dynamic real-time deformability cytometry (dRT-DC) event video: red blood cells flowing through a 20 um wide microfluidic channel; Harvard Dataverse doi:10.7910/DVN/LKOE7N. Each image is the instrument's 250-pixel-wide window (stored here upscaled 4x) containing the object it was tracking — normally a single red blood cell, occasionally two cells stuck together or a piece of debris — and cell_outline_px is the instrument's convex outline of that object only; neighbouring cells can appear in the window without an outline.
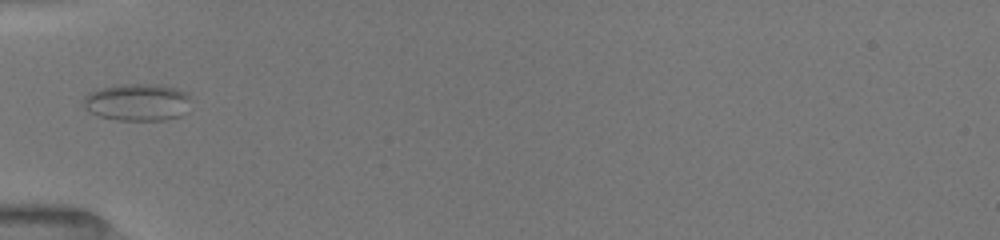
{"species": "common noctule bat (a hibernating species)", "species_latin": "Nyctalus noctula", "temperature_condition": "room temperature", "stored_images_in_passage": 17, "camera_frame_rate_fps": 3000, "um_per_image_px": 0.085, "animal": {"sex": "female", "body_mass_g": 19.5, "forearm_length_mm": 54.1}, "frame": {"image": 1, "passage_image": 1, "time_ms": 0.0, "image_size_px": [1000, 240], "cell_outline_px": [[184, 100], [180, 116], [164, 120], [120, 120], [100, 116], [92, 112], [84, 104], [84, 100], [92, 92], [100, 88], [116, 84], [156, 84], [176, 88], [184, 92]], "centroid_in_image_um": [11.59, 8.68], "position_along_channel_um": 73.4, "area_um2": 22.2}}
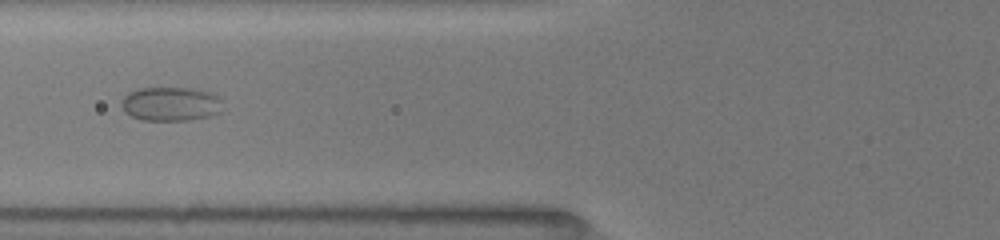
{"frame": {"image": 2, "passage_image": 7, "time_ms": 1.0, "image_size_px": [1000, 240], "cell_outline_px": [[216, 112], [208, 116], [188, 120], [144, 120], [132, 116], [124, 112], [124, 100], [132, 92], [140, 88], [188, 88], [208, 92], [216, 96]], "centroid_in_image_um": [14.44, 8.84], "position_along_channel_um": 111.4, "area_um2": 18.9}}
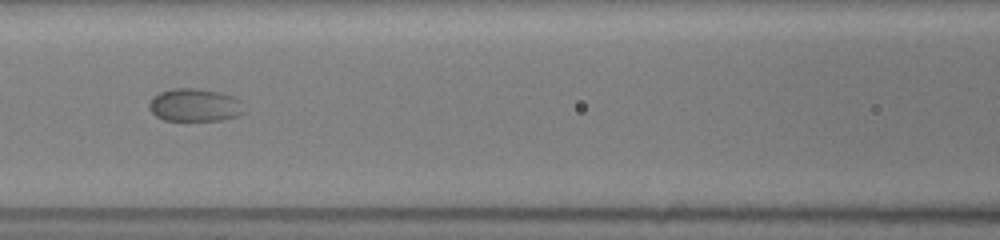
{"frame": {"image": 3, "passage_image": 14, "time_ms": 2.0, "image_size_px": [1000, 240], "cell_outline_px": [[240, 112], [236, 116], [220, 120], [164, 120], [156, 116], [152, 112], [152, 100], [160, 92], [172, 88], [200, 88], [220, 92], [232, 96], [236, 100]], "centroid_in_image_um": [16.5, 8.92], "position_along_channel_um": 150.1, "area_um2": 17.4}}